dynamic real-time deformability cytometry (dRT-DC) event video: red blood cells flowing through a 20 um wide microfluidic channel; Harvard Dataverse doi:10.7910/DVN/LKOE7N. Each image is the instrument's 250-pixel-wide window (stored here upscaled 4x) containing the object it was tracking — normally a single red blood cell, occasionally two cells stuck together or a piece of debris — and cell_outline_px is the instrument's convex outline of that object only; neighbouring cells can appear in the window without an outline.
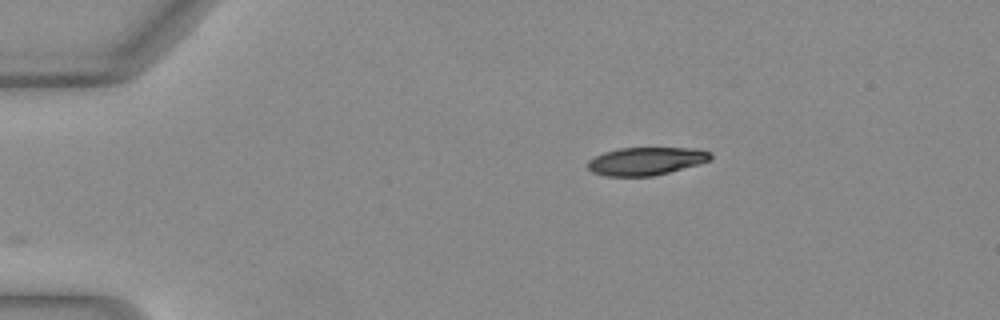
{"species": "Egyptian fruit bat (a non-hibernating species)", "species_latin": "Rousettus aegyptiacus", "temperature_condition": "warm", "stored_images_in_passage": 23, "camera_frame_rate_fps": 3000, "um_per_image_px": 0.085, "animal": {"sex": "female"}, "frame": {"image": 1, "passage_image": 1, "time_ms": 0.0, "image_size_px": [1000, 320], "cell_outline_px": [[712, 160], [668, 172], [652, 176], [604, 176], [592, 172], [588, 168], [588, 160], [604, 152], [620, 148], [692, 148], [712, 152]], "centroid_in_image_um": [54.91, 13.69], "position_along_channel_um": 30.1, "area_um2": 19.88}}
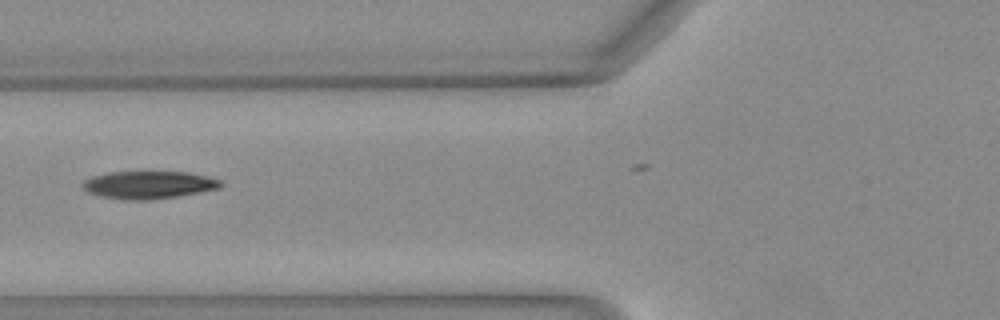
{"frame": {"image": 2, "passage_image": 12, "time_ms": 3.667, "image_size_px": [1000, 320], "cell_outline_px": [[224, 184], [220, 188], [200, 192], [176, 196], [148, 200], [124, 200], [104, 196], [88, 192], [80, 184], [84, 180], [92, 176], [108, 172], [148, 168], [188, 172], [208, 176], [220, 180]], "centroid_in_image_um": [12.65, 15.65], "position_along_channel_um": 113.2, "area_um2": 23.35}}
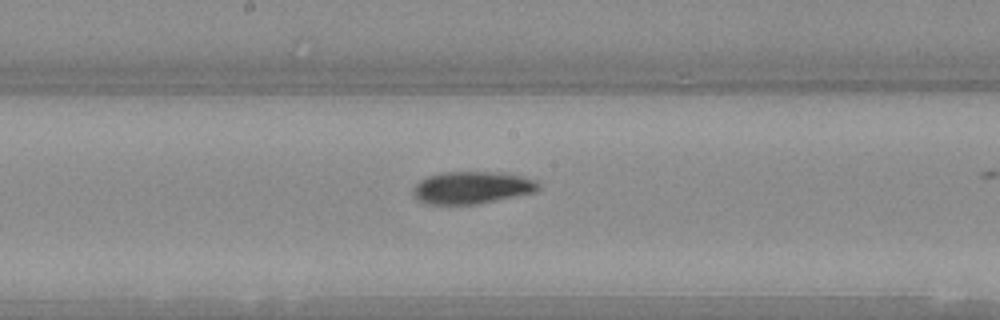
{"frame": {"image": 3, "passage_image": 19, "time_ms": 6.0, "image_size_px": [1000, 320], "cell_outline_px": [[540, 188], [536, 192], [476, 204], [428, 204], [416, 200], [412, 192], [412, 188], [420, 180], [428, 176], [440, 172], [500, 172], [520, 176], [532, 180], [540, 184]], "centroid_in_image_um": [40.07, 15.95], "position_along_channel_um": 208.1, "area_um2": 23.58}}